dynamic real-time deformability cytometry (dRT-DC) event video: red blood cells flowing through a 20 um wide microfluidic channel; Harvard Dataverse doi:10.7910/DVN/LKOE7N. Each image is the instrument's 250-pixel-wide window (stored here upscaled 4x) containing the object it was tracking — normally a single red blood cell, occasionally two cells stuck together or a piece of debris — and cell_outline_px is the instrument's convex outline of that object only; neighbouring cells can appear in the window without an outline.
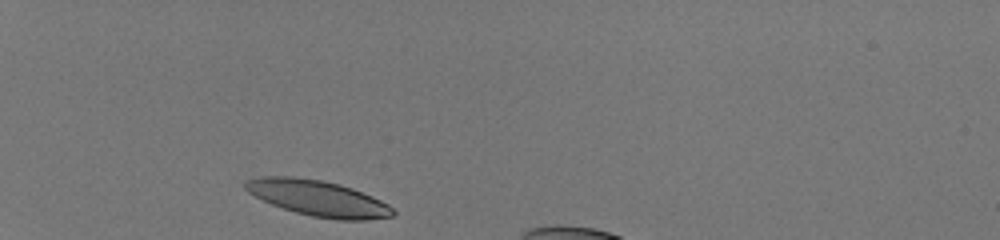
{"species": "human", "species_latin": "Homo sapiens", "temperature_condition": "room temperature", "stored_images_in_passage": 31, "camera_frame_rate_fps": 3000, "um_per_image_px": 0.085, "donor": {"sex": "male"}, "frame": {"image": 1, "passage_image": 1, "time_ms": 0.0, "image_size_px": [1000, 240], "cell_outline_px": [[396, 212], [392, 216], [364, 220], [336, 220], [312, 216], [296, 212], [272, 204], [248, 192], [244, 188], [244, 180], [264, 176], [292, 176], [320, 180], [340, 184], [352, 188], [372, 196], [388, 204]], "centroid_in_image_um": [27.03, 16.84], "position_along_channel_um": 58.0, "area_um2": 30.58}}
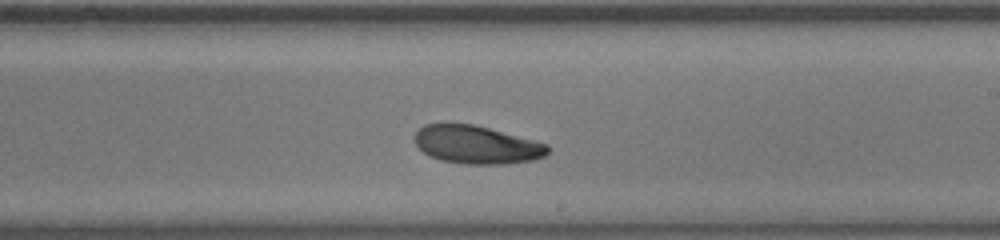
{"frame": {"image": 2, "passage_image": 18, "time_ms": 5.667, "image_size_px": [1000, 240], "cell_outline_px": [[548, 152], [544, 156], [532, 160], [504, 164], [468, 164], [440, 160], [424, 152], [416, 144], [416, 132], [424, 124], [444, 120], [472, 124], [536, 140], [548, 144]], "centroid_in_image_um": [40.48, 12.26], "position_along_channel_um": 248.5, "area_um2": 29.88}}
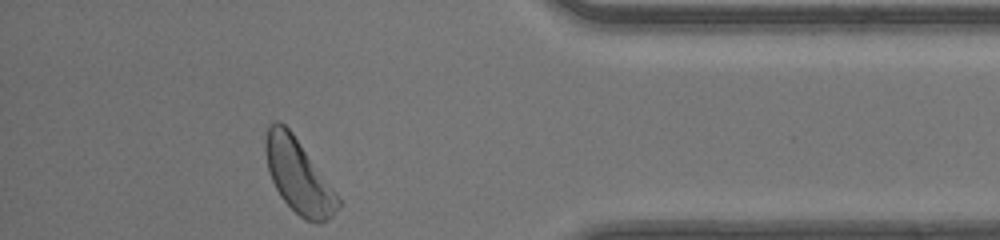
{"frame": {"image": 3, "passage_image": 31, "time_ms": 10.0, "image_size_px": [1000, 240], "cell_outline_px": [[340, 204], [332, 216], [320, 224], [316, 224], [304, 220], [280, 196], [268, 172], [264, 152], [264, 140], [268, 124], [276, 120], [280, 120], [292, 132], [340, 200]], "centroid_in_image_um": [25.31, 14.94], "position_along_channel_um": 409.9, "area_um2": 30.81}, "authors_computed_cell_mechanics": {"area_um2": 30.2294, "velocity_mm_per_s": 4.1281, "shape_relaxation_time_tau1_ms": 3.0738, "shape_relaxation_time_tau2_ms": 10.5311, "deformation_change_tau1": 0.1403, "deformation_change_tau2": 0.2581}}